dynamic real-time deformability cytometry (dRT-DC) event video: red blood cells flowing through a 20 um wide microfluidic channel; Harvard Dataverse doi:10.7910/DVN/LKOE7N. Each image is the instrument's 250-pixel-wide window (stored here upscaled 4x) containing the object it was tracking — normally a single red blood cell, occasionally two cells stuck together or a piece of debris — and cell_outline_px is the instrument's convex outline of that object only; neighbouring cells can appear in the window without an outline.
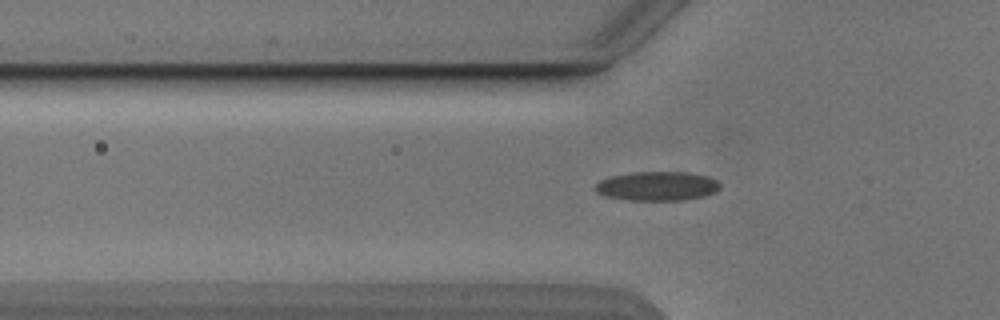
{"species": "Egyptian fruit bat (a non-hibernating species)", "species_latin": "Rousettus aegyptiacus", "temperature_condition": "cold", "stored_images_in_passage": 48, "camera_frame_rate_fps": 3000, "um_per_image_px": 0.085, "animal": {"sex": "male"}, "frame": {"image": 1, "passage_image": 15, "time_ms": 4.667, "image_size_px": [1000, 320], "cell_outline_px": [[720, 188], [716, 192], [704, 196], [684, 200], [628, 200], [608, 196], [596, 192], [596, 184], [600, 180], [612, 176], [632, 172], [688, 172], [708, 176], [716, 180], [720, 184]], "centroid_in_image_um": [55.9, 15.81], "position_along_channel_um": 69.9, "area_um2": 21.15}}
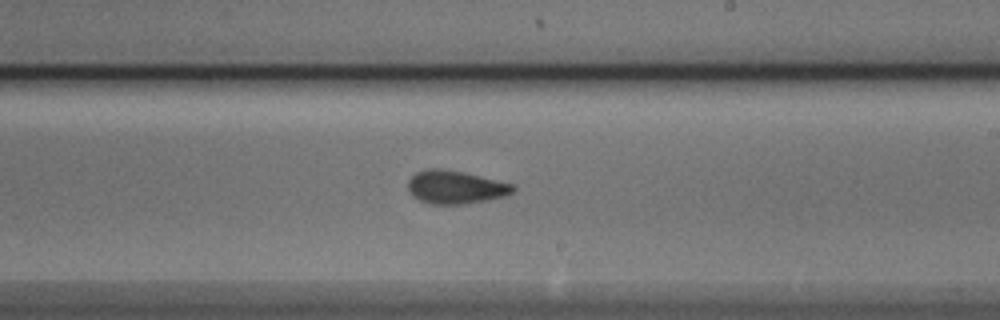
{"frame": {"image": 2, "passage_image": 29, "time_ms": 9.333, "image_size_px": [1000, 320], "cell_outline_px": [[516, 188], [508, 196], [464, 204], [428, 204], [412, 196], [408, 192], [408, 180], [416, 172], [428, 168], [444, 168], [464, 172], [516, 184]], "centroid_in_image_um": [38.73, 15.9], "position_along_channel_um": 250.3, "area_um2": 20.69}}
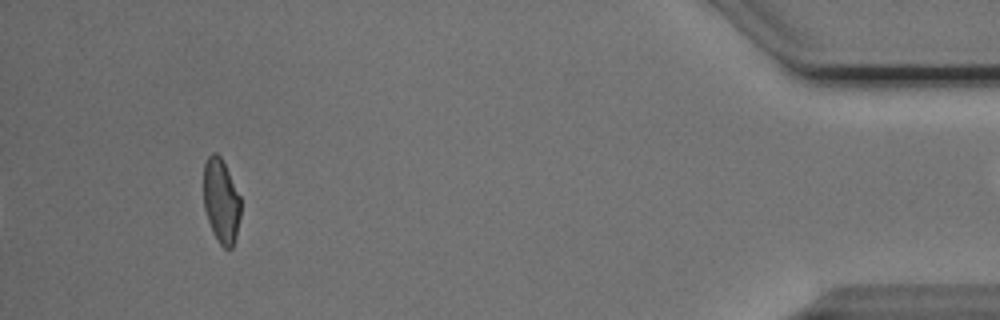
{"frame": {"image": 3, "passage_image": 47, "time_ms": 15.333, "image_size_px": [1000, 320], "cell_outline_px": [[240, 216], [236, 236], [232, 248], [224, 248], [216, 240], [212, 232], [204, 208], [204, 164], [208, 156], [212, 152], [216, 152], [220, 156], [240, 196]], "centroid_in_image_um": [18.79, 17.1], "position_along_channel_um": 416.4, "area_um2": 18.15}}